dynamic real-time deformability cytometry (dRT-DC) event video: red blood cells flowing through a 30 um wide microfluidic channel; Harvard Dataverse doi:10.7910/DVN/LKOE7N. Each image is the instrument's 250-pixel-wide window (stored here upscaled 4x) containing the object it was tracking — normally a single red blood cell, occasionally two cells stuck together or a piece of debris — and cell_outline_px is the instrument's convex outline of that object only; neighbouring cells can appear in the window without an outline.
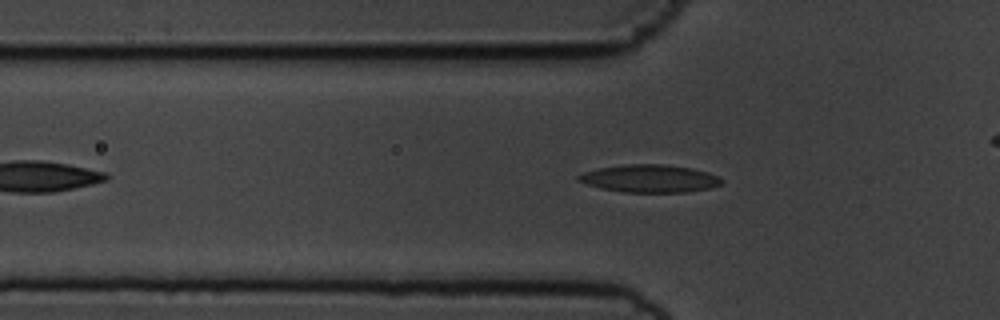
{"species": "common noctule bat (a hibernating species)", "species_latin": "Nyctalus noctula", "temperature_condition": "cold", "stored_images_in_passage": 38, "camera_frame_rate_fps": 3000, "um_per_image_px": 0.085, "animal": {"sex": "male", "body_mass_g": 19.5, "forearm_length_mm": 54.6}, "frame": {"image": 1, "passage_image": 10, "time_ms": 3.0, "image_size_px": [1000, 320], "cell_outline_px": [[724, 180], [720, 184], [712, 188], [688, 192], [624, 192], [600, 188], [576, 180], [576, 176], [584, 172], [600, 168], [624, 164], [664, 164], [692, 168], [708, 172], [720, 176]], "centroid_in_image_um": [55.26, 15.17], "position_along_channel_um": 70.5, "area_um2": 23.24}}
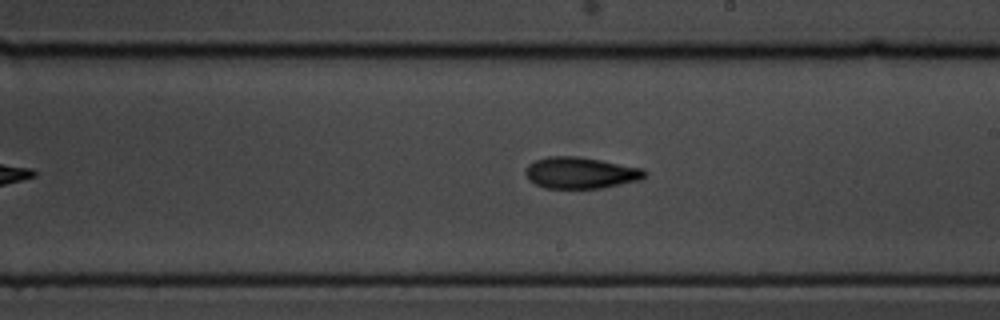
{"frame": {"image": 2, "passage_image": 24, "time_ms": 7.667, "image_size_px": [1000, 320], "cell_outline_px": [[648, 176], [640, 180], [604, 188], [544, 188], [528, 180], [524, 172], [528, 164], [536, 160], [548, 156], [576, 156], [600, 160], [644, 168], [648, 172]], "centroid_in_image_um": [49.38, 14.69], "position_along_channel_um": 239.6, "area_um2": 22.08}}
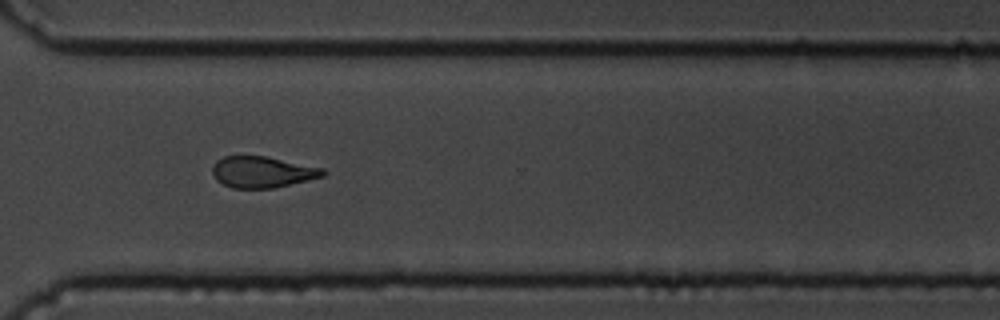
{"frame": {"image": 3, "passage_image": 33, "time_ms": 10.667, "image_size_px": [1000, 320], "cell_outline_px": [[328, 172], [324, 176], [308, 180], [272, 188], [232, 188], [216, 180], [212, 172], [212, 168], [216, 160], [224, 156], [264, 156], [324, 168]], "centroid_in_image_um": [22.3, 14.62], "position_along_channel_um": 348.3, "area_um2": 20.06}}